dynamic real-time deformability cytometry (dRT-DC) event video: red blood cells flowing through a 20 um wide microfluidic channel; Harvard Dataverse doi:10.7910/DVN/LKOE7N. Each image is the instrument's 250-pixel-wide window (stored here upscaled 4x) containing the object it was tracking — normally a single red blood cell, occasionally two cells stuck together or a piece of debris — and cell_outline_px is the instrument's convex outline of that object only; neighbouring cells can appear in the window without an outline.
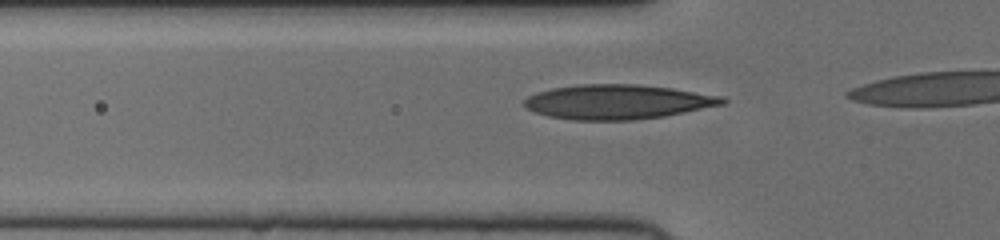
{"species": "human", "species_latin": "Homo sapiens", "temperature_condition": "cold", "stored_images_in_passage": 18, "camera_frame_rate_fps": 3000, "um_per_image_px": 0.085, "donor": {"sex": "female"}, "frame": {"image": 1, "passage_image": 13, "time_ms": 4.0, "image_size_px": [1000, 240], "cell_outline_px": [[728, 100], [724, 104], [664, 116], [632, 120], [572, 120], [548, 116], [524, 108], [524, 100], [528, 96], [536, 92], [552, 88], [576, 84], [636, 84], [672, 88], [724, 96]], "centroid_in_image_um": [52.48, 8.65], "position_along_channel_um": 73.3, "area_um2": 40.06}}
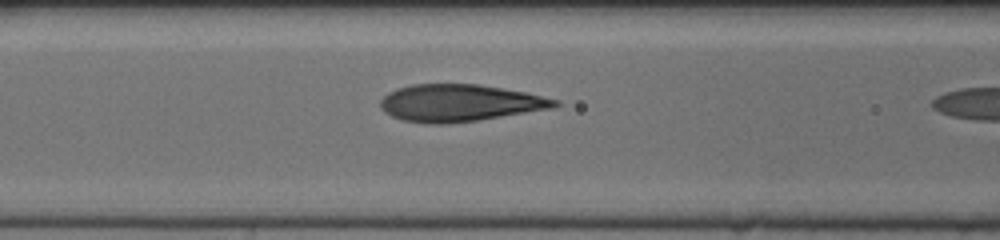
{"frame": {"image": 2, "passage_image": 17, "time_ms": 5.333, "image_size_px": [1000, 240], "cell_outline_px": [[560, 104], [556, 108], [476, 120], [444, 124], [424, 124], [404, 120], [392, 116], [384, 112], [380, 108], [380, 100], [388, 92], [396, 88], [412, 84], [476, 84], [524, 92], [560, 100]], "centroid_in_image_um": [39.05, 8.75], "position_along_channel_um": 127.5, "area_um2": 37.69}}